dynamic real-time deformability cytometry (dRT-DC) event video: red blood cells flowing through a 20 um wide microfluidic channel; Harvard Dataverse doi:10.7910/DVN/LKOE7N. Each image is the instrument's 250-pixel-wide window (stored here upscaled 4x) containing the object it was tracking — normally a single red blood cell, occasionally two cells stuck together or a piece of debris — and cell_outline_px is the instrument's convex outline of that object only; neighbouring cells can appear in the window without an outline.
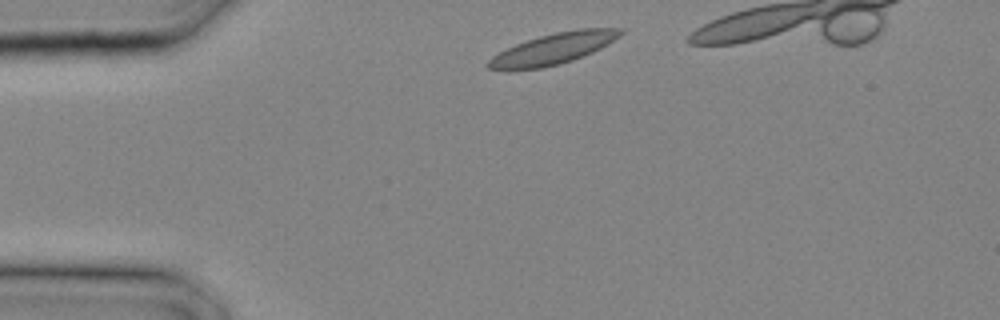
{"species": "common noctule bat (a hibernating species)", "species_latin": "Nyctalus noctula", "temperature_condition": "cold", "stored_images_in_passage": 8, "segment_of_instrument_passage": [1, 2], "camera_frame_rate_fps": 3000, "um_per_image_px": 0.085, "animal": {"sex": "male", "body_mass_g": 20.4}, "frame": {"image": 1, "passage_image": 1, "time_ms": 0.0, "image_size_px": [1000, 320], "cell_outline_px": [[624, 32], [620, 36], [600, 48], [592, 52], [572, 60], [560, 64], [540, 68], [508, 72], [488, 68], [484, 64], [492, 56], [516, 44], [540, 36], [556, 32], [580, 28], [624, 28]], "centroid_in_image_um": [46.97, 4.17], "position_along_channel_um": 38.0, "area_um2": 24.04}}
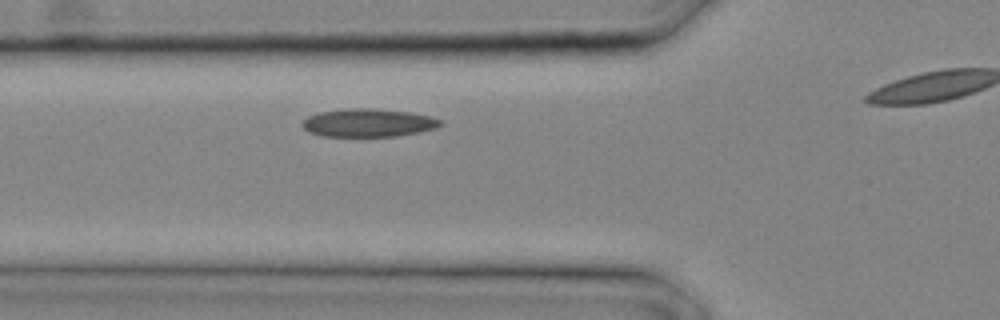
{"frame": {"image": 2, "passage_image": 5, "time_ms": 1.333, "image_size_px": [1000, 320], "cell_outline_px": [[444, 124], [436, 128], [396, 136], [320, 136], [308, 132], [300, 124], [308, 116], [320, 112], [344, 108], [372, 108], [412, 112], [444, 120]], "centroid_in_image_um": [31.3, 10.43], "position_along_channel_um": 94.5, "area_um2": 22.77}}
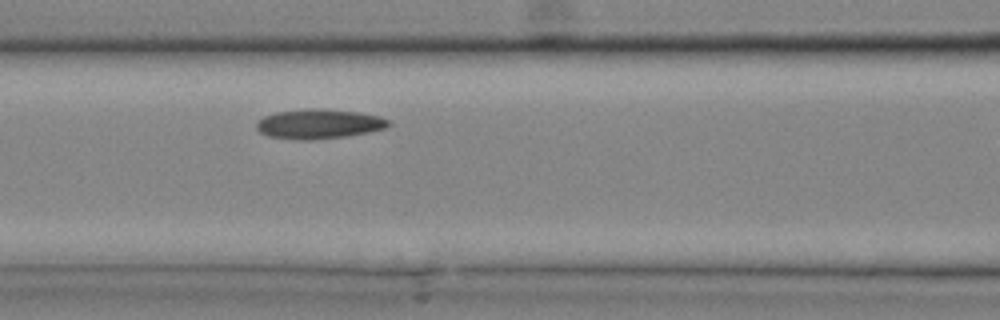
{"frame": {"image": 3, "passage_image": 7, "time_ms": 2.0, "image_size_px": [1000, 320], "cell_outline_px": [[392, 124], [384, 128], [368, 132], [344, 136], [308, 140], [296, 140], [268, 136], [260, 132], [256, 128], [256, 120], [264, 116], [276, 112], [304, 108], [320, 108], [360, 112], [380, 116], [392, 120]], "centroid_in_image_um": [27.1, 10.52], "position_along_channel_um": 139.5, "area_um2": 23.06}}